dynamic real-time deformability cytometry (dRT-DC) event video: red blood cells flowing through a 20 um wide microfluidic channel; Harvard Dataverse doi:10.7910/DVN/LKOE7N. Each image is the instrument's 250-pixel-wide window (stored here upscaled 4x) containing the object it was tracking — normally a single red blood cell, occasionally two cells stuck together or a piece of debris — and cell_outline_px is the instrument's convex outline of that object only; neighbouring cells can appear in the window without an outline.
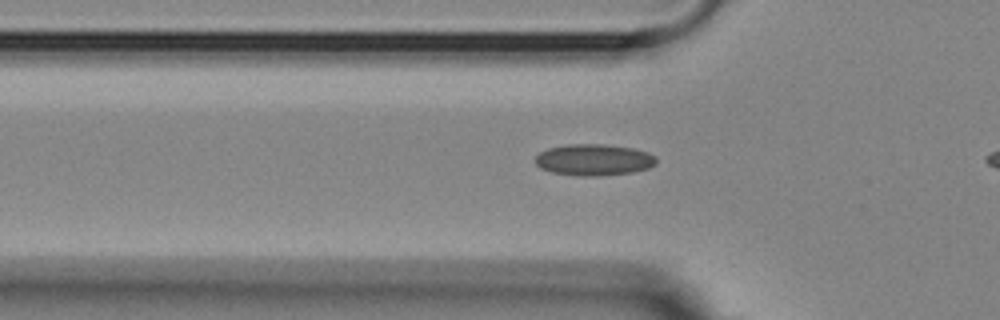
{"species": "Egyptian fruit bat (a non-hibernating species)", "species_latin": "Rousettus aegyptiacus", "temperature_condition": "room temperature", "stored_images_in_passage": 36, "camera_frame_rate_fps": 3000, "um_per_image_px": 0.085, "animal": {"sex": "female"}, "frame": {"image": 1, "passage_image": 9, "time_ms": 2.667, "image_size_px": [1000, 320], "cell_outline_px": [[656, 164], [648, 168], [632, 172], [596, 176], [584, 176], [552, 172], [540, 168], [536, 164], [536, 156], [540, 152], [548, 148], [568, 144], [604, 144], [632, 148], [648, 152], [656, 156]], "centroid_in_image_um": [50.49, 13.58], "position_along_channel_um": 75.3, "area_um2": 22.08}}
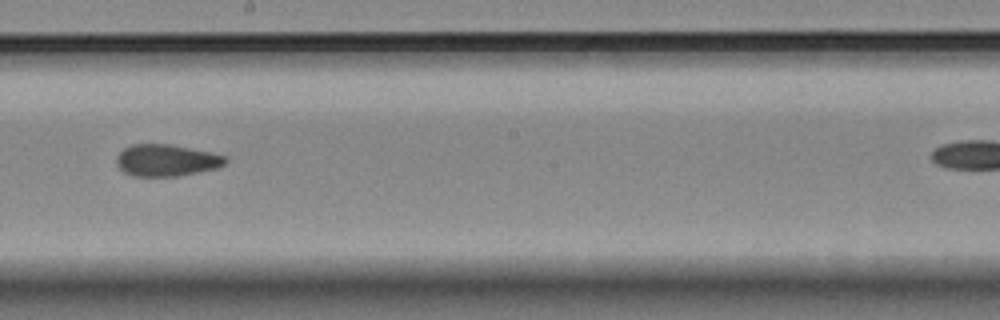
{"frame": {"image": 2, "passage_image": 22, "time_ms": 7.0, "image_size_px": [1000, 320], "cell_outline_px": [[228, 160], [224, 164], [216, 168], [176, 176], [132, 176], [124, 172], [116, 164], [116, 156], [124, 148], [132, 144], [172, 144], [212, 152], [228, 156]], "centroid_in_image_um": [14.15, 13.61], "position_along_channel_um": 234.1, "area_um2": 20.29}}
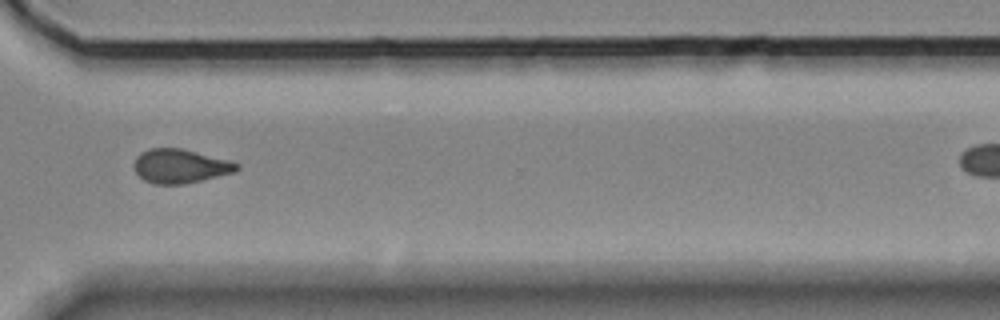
{"frame": {"image": 3, "passage_image": 32, "time_ms": 10.333, "image_size_px": [1000, 320], "cell_outline_px": [[240, 168], [236, 172], [184, 184], [152, 184], [144, 180], [136, 172], [136, 156], [140, 152], [148, 148], [180, 148], [228, 160], [240, 164]], "centroid_in_image_um": [15.33, 14.12], "position_along_channel_um": 355.3, "area_um2": 20.23}}